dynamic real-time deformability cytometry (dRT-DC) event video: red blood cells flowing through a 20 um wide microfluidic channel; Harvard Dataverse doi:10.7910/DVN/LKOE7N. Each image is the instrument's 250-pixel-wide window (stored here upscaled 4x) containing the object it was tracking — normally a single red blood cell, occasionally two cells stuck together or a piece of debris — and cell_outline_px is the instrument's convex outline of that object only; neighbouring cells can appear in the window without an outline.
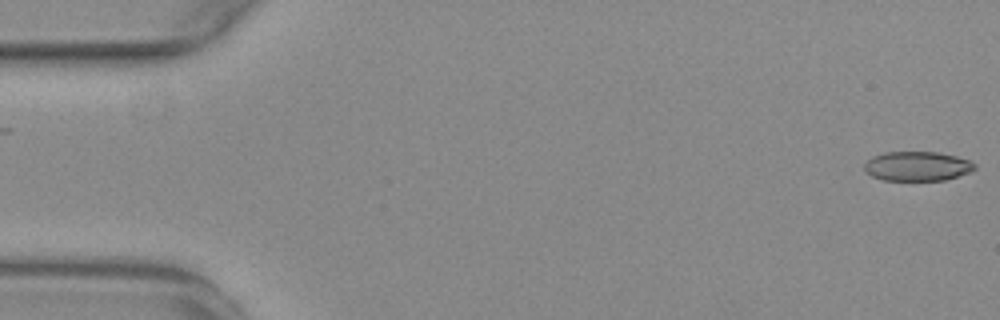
{"species": "common noctule bat (a hibernating species)", "species_latin": "Nyctalus noctula", "temperature_condition": "warm", "stored_images_in_passage": 16, "camera_frame_rate_fps": 3000, "um_per_image_px": 0.085, "animal": {"sex": "female", "body_mass_g": 29.2, "forearm_length_mm": 56.3}, "frame": {"image": 1, "passage_image": 1, "time_ms": 0.0, "image_size_px": [1000, 320], "cell_outline_px": [[976, 168], [972, 172], [944, 180], [884, 180], [872, 176], [864, 172], [864, 164], [872, 156], [884, 152], [936, 152], [956, 156], [968, 160], [976, 164]], "centroid_in_image_um": [77.96, 14.13], "position_along_channel_um": 7.0, "area_um2": 19.02}}
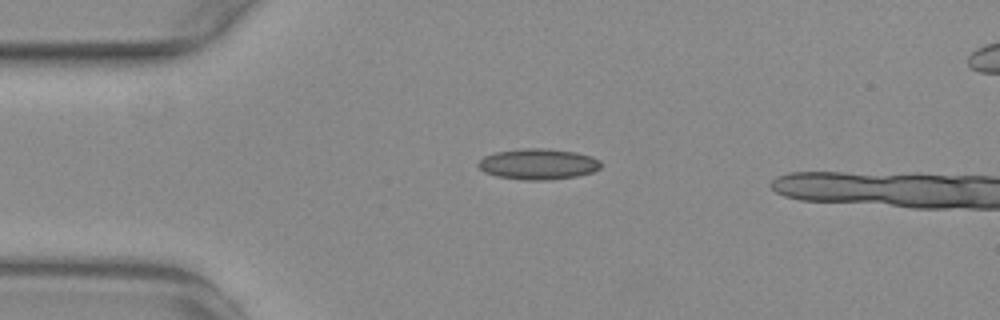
{"frame": {"image": 2, "passage_image": 13, "time_ms": 4.0, "image_size_px": [1000, 320], "cell_outline_px": [[600, 168], [592, 172], [576, 176], [552, 180], [524, 180], [496, 176], [484, 172], [476, 164], [484, 156], [496, 152], [520, 148], [548, 148], [576, 152], [592, 156], [600, 160]], "centroid_in_image_um": [45.74, 13.94], "position_along_channel_um": 39.3, "area_um2": 22.2}}